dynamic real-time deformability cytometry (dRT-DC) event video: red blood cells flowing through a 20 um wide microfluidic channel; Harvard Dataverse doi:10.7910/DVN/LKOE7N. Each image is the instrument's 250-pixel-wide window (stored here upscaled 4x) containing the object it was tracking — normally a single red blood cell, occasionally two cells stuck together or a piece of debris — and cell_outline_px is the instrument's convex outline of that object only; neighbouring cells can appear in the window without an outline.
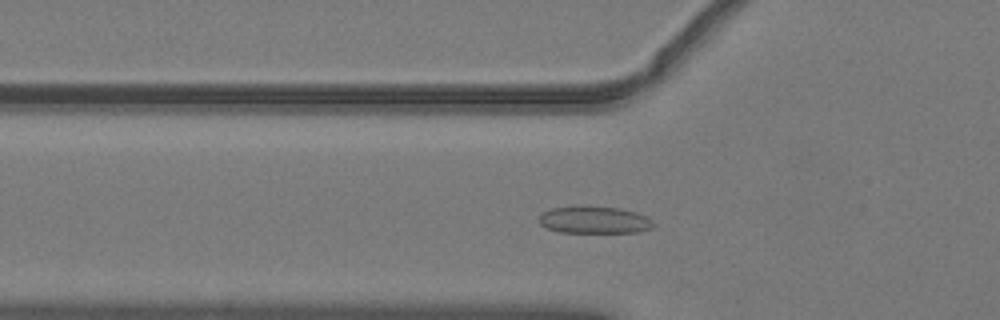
{"species": "common noctule bat (a hibernating species)", "species_latin": "Nyctalus noctula", "temperature_condition": "warm", "stored_images_in_passage": 36, "camera_frame_rate_fps": 3000, "um_per_image_px": 0.085, "animal": {"sex": "male", "body_mass_g": 19.2, "forearm_length_mm": 51.8}, "frame": {"image": 1, "passage_image": 3, "time_ms": 0.667, "image_size_px": [1000, 320], "cell_outline_px": [[656, 224], [652, 228], [640, 232], [560, 232], [544, 228], [540, 224], [540, 212], [552, 208], [620, 208], [636, 212], [648, 216]], "centroid_in_image_um": [50.56, 18.73], "position_along_channel_um": 75.2, "area_um2": 17.74}}
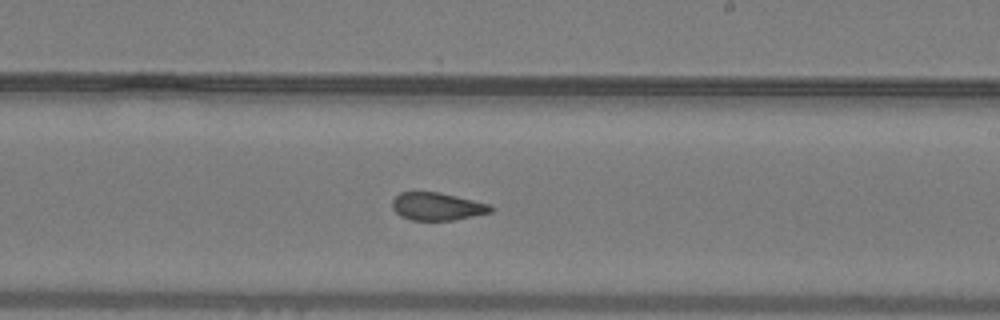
{"frame": {"image": 2, "passage_image": 16, "time_ms": 5.0, "image_size_px": [1000, 320], "cell_outline_px": [[492, 212], [456, 220], [412, 220], [400, 216], [392, 208], [392, 200], [400, 192], [436, 192], [456, 196], [492, 204]], "centroid_in_image_um": [37.17, 17.55], "position_along_channel_um": 251.8, "area_um2": 15.95}}
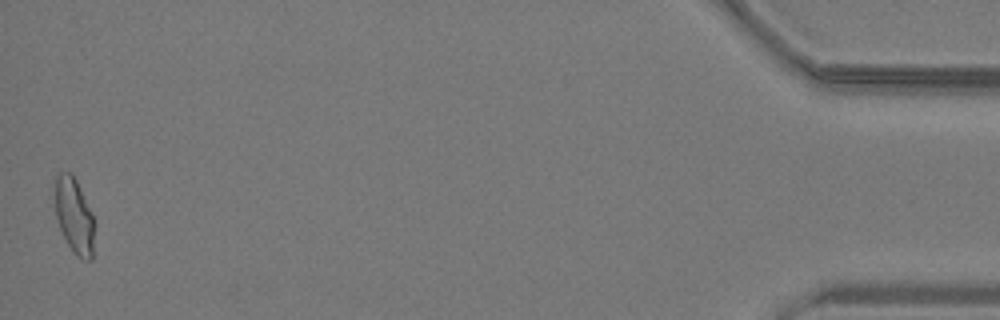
{"frame": {"image": 3, "passage_image": 36, "time_ms": 11.667, "image_size_px": [1000, 320], "cell_outline_px": [[92, 260], [84, 260], [76, 256], [72, 252], [60, 228], [56, 216], [56, 176], [60, 172], [72, 172], [92, 212]], "centroid_in_image_um": [6.3, 18.33], "position_along_channel_um": 428.9, "area_um2": 16.82}, "authors_computed_cell_mechanics": {"area_um2": 16.8198, "velocity_mm_per_s": 4.0631, "shape_relaxation_time_tau1_ms": null, "shape_relaxation_time_tau2_ms": 1.2098, "deformation_change_tau1": null, "deformation_change_tau2": 0.0706}}